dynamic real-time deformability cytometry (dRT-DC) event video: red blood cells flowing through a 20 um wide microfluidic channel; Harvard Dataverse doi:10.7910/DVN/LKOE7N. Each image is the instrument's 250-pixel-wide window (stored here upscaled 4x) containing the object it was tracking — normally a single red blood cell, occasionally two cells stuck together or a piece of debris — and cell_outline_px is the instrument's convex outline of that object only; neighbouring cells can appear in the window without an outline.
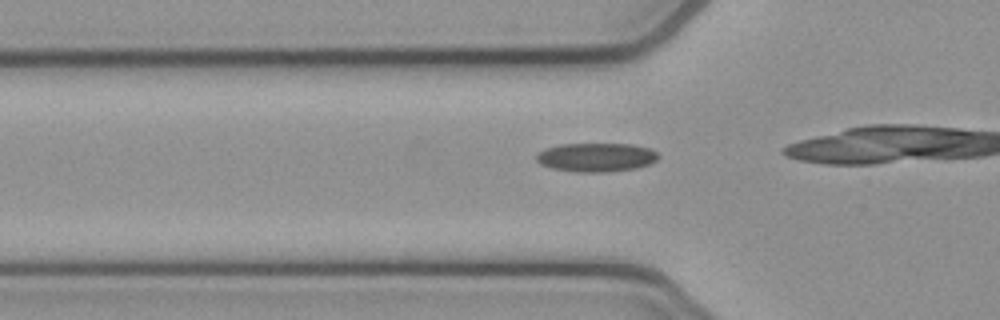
{"species": "common noctule bat (a hibernating species)", "species_latin": "Nyctalus noctula", "temperature_condition": "cold", "stored_images_in_passage": 30, "camera_frame_rate_fps": 3000, "um_per_image_px": 0.085, "animal": {"sex": "female", "body_mass_g": 21.9}, "frame": {"image": 1, "passage_image": 13, "time_ms": 4.0, "image_size_px": [1000, 320], "cell_outline_px": [[660, 156], [656, 160], [648, 164], [636, 168], [608, 172], [576, 172], [552, 168], [540, 164], [536, 160], [536, 156], [544, 148], [560, 144], [632, 144], [652, 148]], "centroid_in_image_um": [50.69, 13.36], "position_along_channel_um": 75.1, "area_um2": 20.58}}
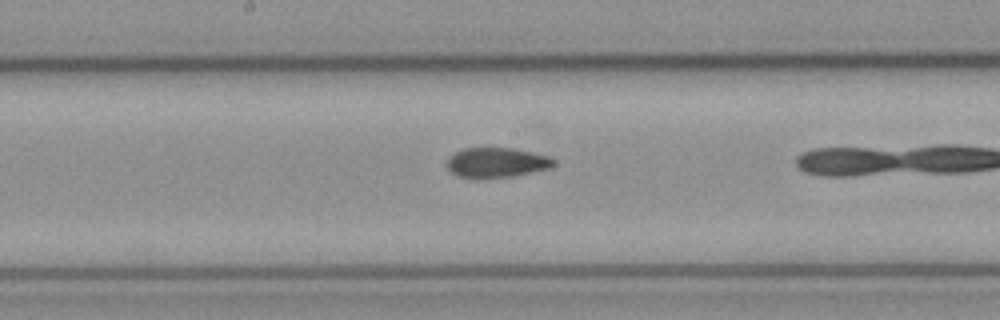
{"frame": {"image": 2, "passage_image": 23, "time_ms": 7.333, "image_size_px": [1000, 320], "cell_outline_px": [[556, 164], [552, 168], [512, 176], [480, 180], [472, 180], [456, 176], [444, 164], [448, 156], [464, 148], [512, 148], [552, 156], [556, 160]], "centroid_in_image_um": [42.19, 13.84], "position_along_channel_um": 206.0, "area_um2": 19.36}}
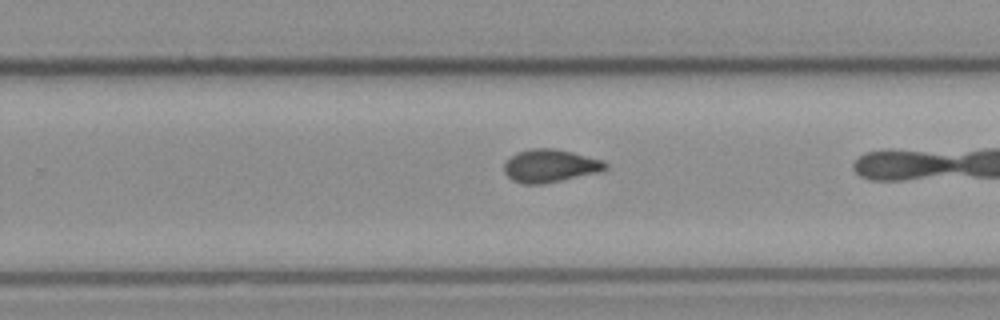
{"frame": {"image": 3, "passage_image": 29, "time_ms": 9.333, "image_size_px": [1000, 320], "cell_outline_px": [[608, 168], [600, 172], [544, 184], [524, 184], [512, 180], [504, 172], [504, 164], [512, 156], [520, 152], [532, 148], [556, 148], [604, 160], [608, 164]], "centroid_in_image_um": [46.8, 14.1], "position_along_channel_um": 283.0, "area_um2": 19.48}}